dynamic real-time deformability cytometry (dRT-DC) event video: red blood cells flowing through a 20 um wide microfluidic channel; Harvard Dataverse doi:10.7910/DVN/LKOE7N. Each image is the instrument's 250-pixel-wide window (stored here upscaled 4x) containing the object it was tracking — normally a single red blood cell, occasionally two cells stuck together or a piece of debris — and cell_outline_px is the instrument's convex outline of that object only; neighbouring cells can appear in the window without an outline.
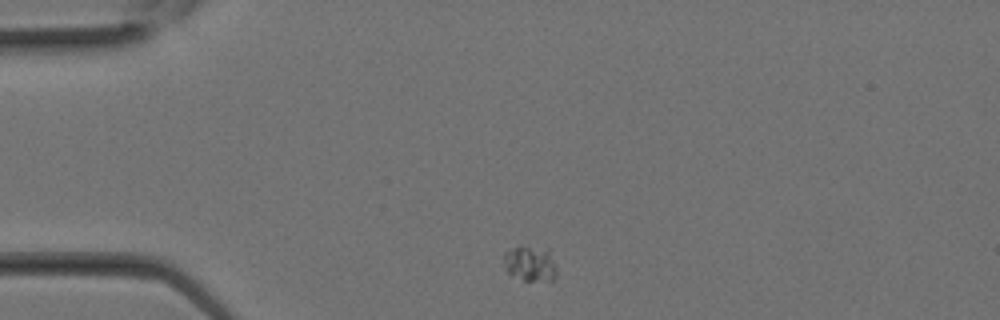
{"species": "Egyptian fruit bat (a non-hibernating species)", "species_latin": "Rousettus aegyptiacus", "temperature_condition": "room temperature", "stored_images_in_passage": 20, "camera_frame_rate_fps": 3000, "um_per_image_px": 0.085, "animal": {"sex": "female"}, "frame": {"image": 1, "passage_image": 1, "time_ms": 0.0, "image_size_px": [1000, 320], "cell_outline_px": [[556, 276], [552, 280], [524, 280], [508, 272], [504, 268], [504, 252], [512, 248], [548, 248], [556, 268]], "centroid_in_image_um": [45.07, 22.42], "position_along_channel_um": 39.9, "area_um2": 10.52}}
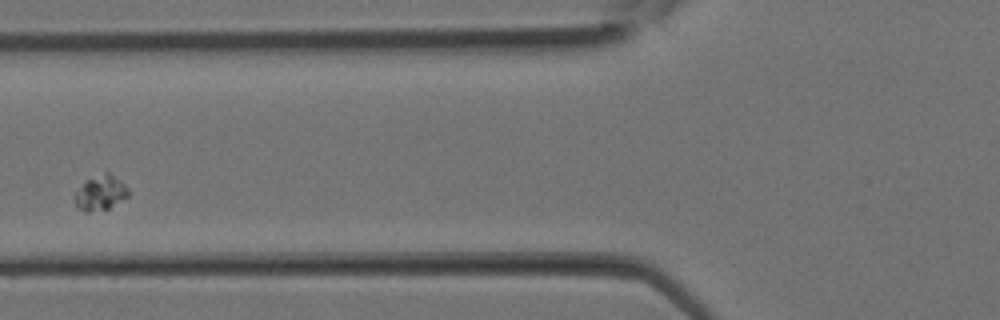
{"frame": {"image": 2, "passage_image": 6, "time_ms": 1.667, "image_size_px": [1000, 320], "cell_outline_px": [[128, 196], [108, 208], [88, 212], [84, 212], [76, 204], [72, 196], [84, 180], [104, 172], [108, 172], [124, 184], [128, 188]], "centroid_in_image_um": [8.49, 16.38], "position_along_channel_um": 117.3, "area_um2": 10.81}}
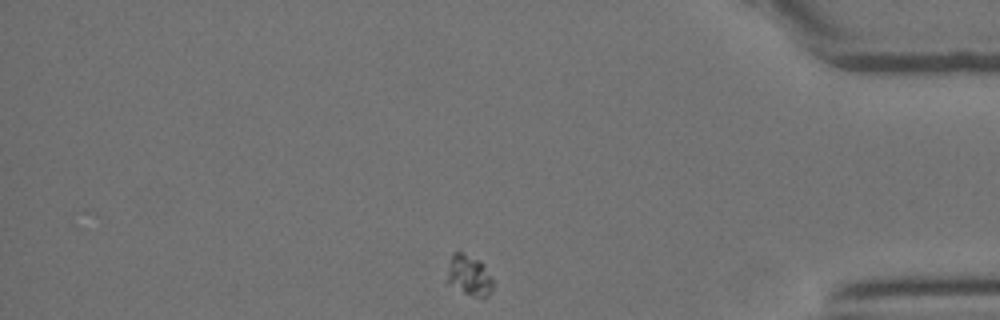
{"frame": {"image": 3, "passage_image": 20, "time_ms": 6.333, "image_size_px": [1000, 320], "cell_outline_px": [[492, 292], [488, 296], [480, 300], [448, 284], [444, 280], [448, 264], [452, 252], [460, 252], [480, 260], [484, 264], [492, 276]], "centroid_in_image_um": [39.86, 23.43], "position_along_channel_um": 395.3, "area_um2": 11.33}}